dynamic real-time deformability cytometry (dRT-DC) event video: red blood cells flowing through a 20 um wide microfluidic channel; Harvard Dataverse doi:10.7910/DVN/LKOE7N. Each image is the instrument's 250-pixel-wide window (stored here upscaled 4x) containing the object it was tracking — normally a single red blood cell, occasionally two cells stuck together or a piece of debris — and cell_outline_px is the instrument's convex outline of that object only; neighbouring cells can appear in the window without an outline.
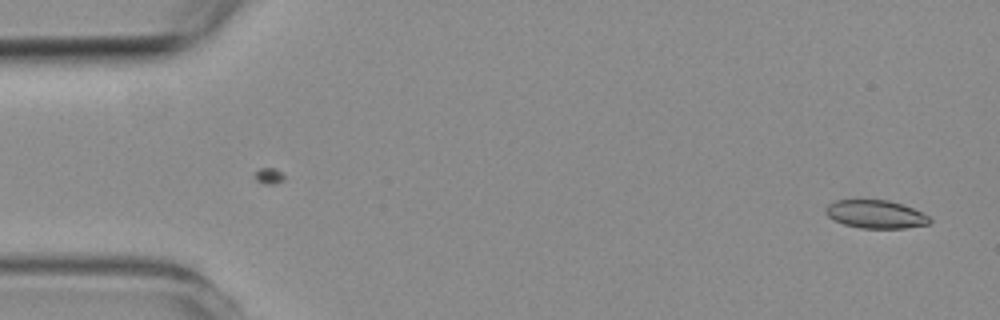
{"species": "common noctule bat (a hibernating species)", "species_latin": "Nyctalus noctula", "temperature_condition": "room temperature", "stored_images_in_passage": 2, "camera_frame_rate_fps": 3000, "um_per_image_px": 0.085, "animal": {"sex": "female", "body_mass_g": 19.3, "forearm_length_mm": 54.1}, "frame": {"image": 1, "passage_image": 2, "time_ms": 1.0, "image_size_px": [1000, 320], "cell_outline_px": [[932, 220], [928, 224], [904, 228], [860, 228], [844, 224], [828, 216], [824, 212], [824, 208], [828, 204], [836, 200], [888, 200], [912, 208], [928, 216]], "centroid_in_image_um": [74.4, 18.21], "position_along_channel_um": 10.6, "area_um2": 16.88}}